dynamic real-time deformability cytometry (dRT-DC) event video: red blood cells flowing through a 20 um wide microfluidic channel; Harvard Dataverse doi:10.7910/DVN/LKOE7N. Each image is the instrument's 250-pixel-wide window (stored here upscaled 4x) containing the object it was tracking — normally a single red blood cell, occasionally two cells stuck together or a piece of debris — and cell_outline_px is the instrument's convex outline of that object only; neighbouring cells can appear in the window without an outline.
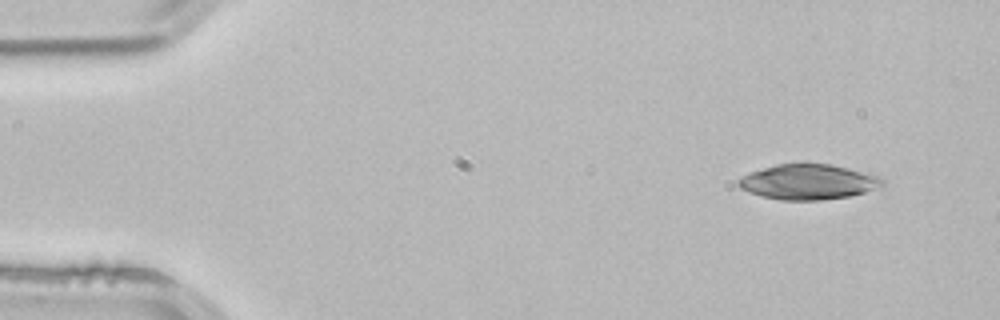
{"species": "common noctule bat (a hibernating species)", "species_latin": "Nyctalus noctula", "temperature_condition": "room temperature", "stored_images_in_passage": 5, "segment_of_instrument_passage": [2, 2], "camera_frame_rate_fps": 3000, "um_per_image_px": 0.085, "animal": {"sex": "male", "body_mass_g": 21.5, "forearm_length_mm": 52.0}, "frame": {"image": 1, "passage_image": 5, "time_ms": 1.333, "image_size_px": [1000, 320], "cell_outline_px": [[884, 184], [864, 192], [848, 196], [820, 200], [780, 200], [760, 196], [748, 192], [740, 188], [736, 184], [736, 180], [740, 176], [748, 172], [776, 164], [804, 160], [832, 164], [880, 176], [884, 180]], "centroid_in_image_um": [68.62, 15.41], "position_along_channel_um": 16.4, "area_um2": 30.4}}